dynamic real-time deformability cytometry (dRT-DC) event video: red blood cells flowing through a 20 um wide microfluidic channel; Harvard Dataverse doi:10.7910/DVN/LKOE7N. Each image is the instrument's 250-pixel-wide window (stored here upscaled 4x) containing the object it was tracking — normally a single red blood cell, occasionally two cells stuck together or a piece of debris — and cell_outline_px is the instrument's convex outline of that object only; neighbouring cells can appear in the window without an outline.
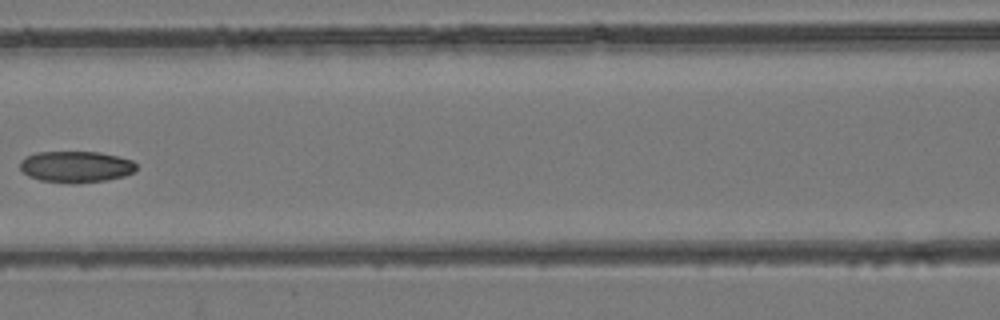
{"species": "common noctule bat (a hibernating species)", "species_latin": "Nyctalus noctula", "temperature_condition": "room temperature", "stored_images_in_passage": 5, "camera_frame_rate_fps": 3000, "um_per_image_px": 0.085, "animal": {"sex": "female", "body_mass_g": 24.6, "forearm_length_mm": 56.2}, "frame": {"image": 1, "passage_image": 5, "time_ms": 5.333, "image_size_px": [1000, 320], "cell_outline_px": [[136, 168], [132, 172], [124, 176], [108, 180], [76, 184], [72, 184], [40, 180], [28, 176], [20, 168], [20, 160], [24, 156], [36, 152], [100, 152], [132, 160], [136, 164]], "centroid_in_image_um": [6.42, 14.18], "position_along_channel_um": 160.2, "area_um2": 21.44}}